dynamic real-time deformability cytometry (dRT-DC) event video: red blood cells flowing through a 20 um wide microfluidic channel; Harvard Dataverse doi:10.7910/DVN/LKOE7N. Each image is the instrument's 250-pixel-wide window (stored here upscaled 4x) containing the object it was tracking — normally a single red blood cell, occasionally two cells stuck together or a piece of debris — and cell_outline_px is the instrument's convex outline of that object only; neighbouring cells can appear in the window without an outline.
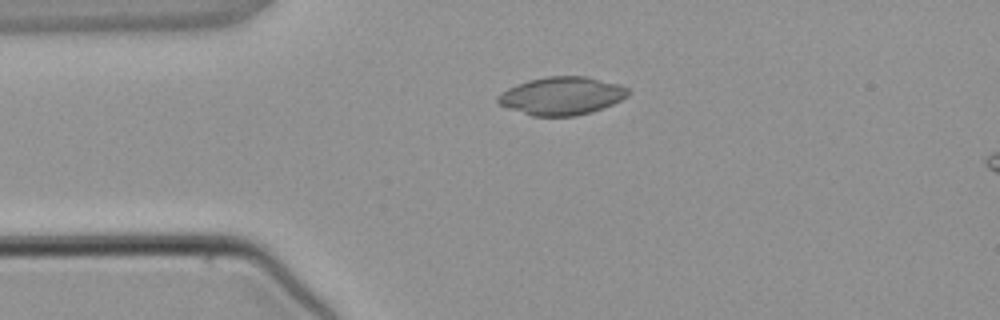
{"species": "common noctule bat (a hibernating species)", "species_latin": "Nyctalus noctula", "temperature_condition": "warm", "stored_images_in_passage": 2, "camera_frame_rate_fps": 3000, "um_per_image_px": 0.085, "animal": {"sex": "male", "body_mass_g": 21.5, "forearm_length_mm": 52.0}, "frame": {"image": 1, "passage_image": 1, "time_ms": 0.0, "image_size_px": [1000, 320], "cell_outline_px": [[628, 96], [612, 104], [592, 112], [576, 116], [532, 116], [508, 108], [500, 104], [496, 100], [496, 96], [508, 88], [516, 84], [528, 80], [548, 76], [584, 76], [620, 84], [628, 88]], "centroid_in_image_um": [47.73, 8.15], "position_along_channel_um": 37.3, "area_um2": 28.84}}